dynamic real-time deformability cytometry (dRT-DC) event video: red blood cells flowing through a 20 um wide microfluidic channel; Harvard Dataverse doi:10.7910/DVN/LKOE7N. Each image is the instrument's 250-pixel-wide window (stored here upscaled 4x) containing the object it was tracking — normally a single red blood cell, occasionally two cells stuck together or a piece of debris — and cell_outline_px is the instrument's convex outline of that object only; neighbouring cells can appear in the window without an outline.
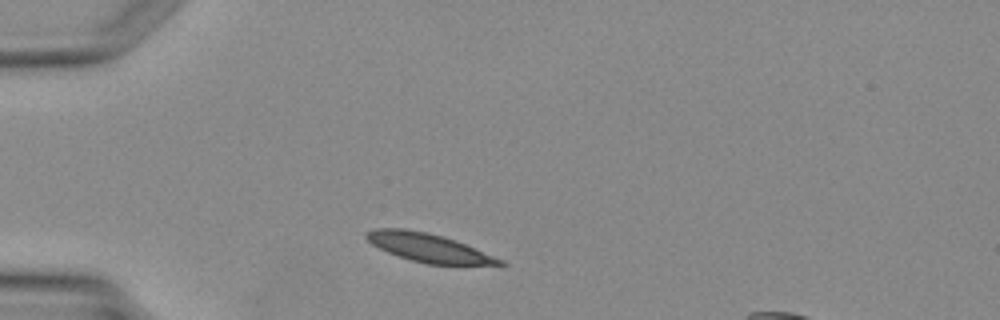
{"species": "Egyptian fruit bat (a non-hibernating species)", "species_latin": "Rousettus aegyptiacus", "temperature_condition": "warm", "stored_images_in_passage": 3, "camera_frame_rate_fps": 3000, "um_per_image_px": 0.085, "animal": {"sex": "female"}, "frame": {"image": 1, "passage_image": 3, "time_ms": 3.333, "image_size_px": [1000, 320], "cell_outline_px": [[508, 264], [428, 264], [412, 260], [388, 252], [372, 244], [364, 236], [368, 232], [376, 228], [404, 228], [428, 232], [444, 236], [456, 240], [504, 260]], "centroid_in_image_um": [36.42, 21.03], "position_along_channel_um": 48.6, "area_um2": 21.79}}